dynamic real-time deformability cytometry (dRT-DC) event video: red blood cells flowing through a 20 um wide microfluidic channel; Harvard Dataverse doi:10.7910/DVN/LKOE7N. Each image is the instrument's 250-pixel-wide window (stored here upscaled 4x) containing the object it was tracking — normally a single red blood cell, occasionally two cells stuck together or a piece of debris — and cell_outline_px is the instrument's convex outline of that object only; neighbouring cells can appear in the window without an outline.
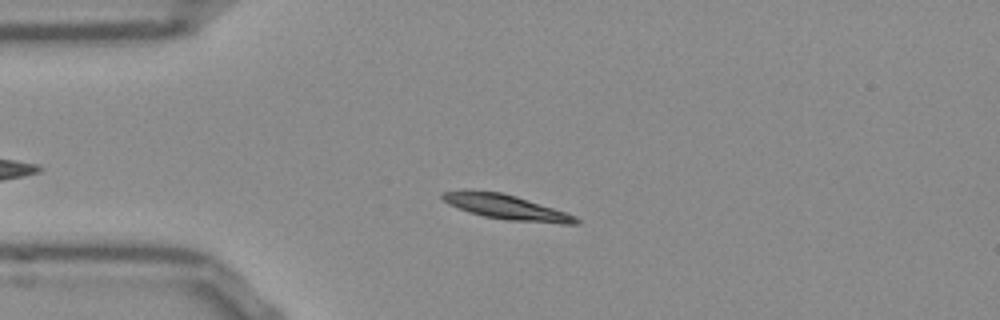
{"species": "Egyptian fruit bat (a non-hibernating species)", "species_latin": "Rousettus aegyptiacus", "temperature_condition": "room temperature", "stored_images_in_passage": 38, "camera_frame_rate_fps": 3000, "um_per_image_px": 0.085, "frame": {"image": 1, "passage_image": 10, "time_ms": 3.0, "image_size_px": [1000, 320], "cell_outline_px": [[580, 224], [560, 224], [508, 220], [484, 216], [468, 212], [448, 204], [440, 196], [440, 192], [500, 192], [516, 196], [576, 216], [580, 220]], "centroid_in_image_um": [43.1, 17.65], "position_along_channel_um": 41.9, "area_um2": 18.67}}
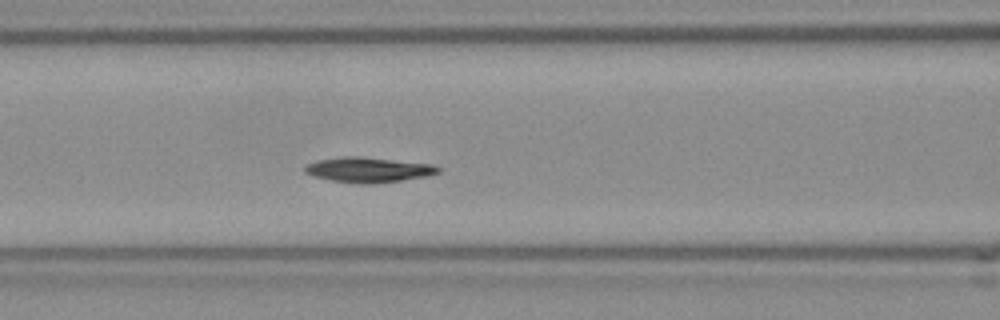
{"frame": {"image": 2, "passage_image": 19, "time_ms": 6.0, "image_size_px": [1000, 320], "cell_outline_px": [[440, 172], [428, 176], [372, 184], [364, 184], [332, 180], [312, 176], [304, 172], [304, 168], [308, 164], [316, 160], [344, 156], [356, 156], [432, 164], [440, 168]], "centroid_in_image_um": [31.29, 14.43], "position_along_channel_um": 135.3, "area_um2": 19.31}}
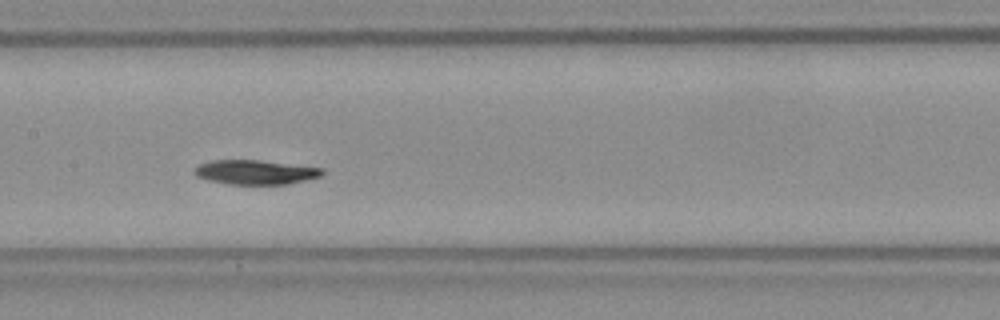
{"frame": {"image": 3, "passage_image": 23, "time_ms": 7.333, "image_size_px": [1000, 320], "cell_outline_px": [[324, 172], [320, 176], [288, 184], [228, 184], [208, 180], [196, 176], [192, 172], [200, 164], [212, 160], [260, 160], [324, 168]], "centroid_in_image_um": [21.7, 14.63], "position_along_channel_um": 185.7, "area_um2": 18.09}, "authors_computed_cell_mechanics": {"area_um2": 18.7561, "velocity_mm_per_s": 3.7842, "shape_relaxation_time_tau1_ms": 2.6258, "shape_relaxation_time_tau2_ms": null, "deformation_change_tau1": 0.0789, "deformation_change_tau2": null}}